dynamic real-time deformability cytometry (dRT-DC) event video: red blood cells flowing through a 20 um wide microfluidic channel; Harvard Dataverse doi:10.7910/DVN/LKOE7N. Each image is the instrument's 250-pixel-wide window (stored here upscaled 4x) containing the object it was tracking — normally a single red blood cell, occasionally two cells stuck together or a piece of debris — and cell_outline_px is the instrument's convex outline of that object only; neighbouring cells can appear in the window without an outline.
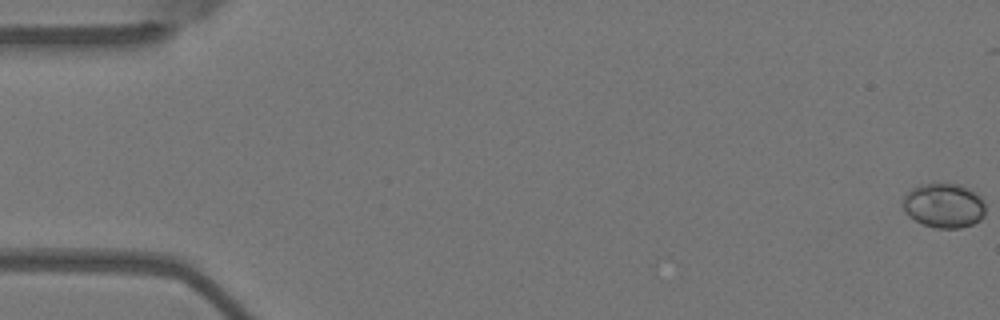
{"species": "Egyptian fruit bat (a non-hibernating species)", "species_latin": "Rousettus aegyptiacus", "temperature_condition": "warm", "stored_images_in_passage": 56, "camera_frame_rate_fps": 3000, "um_per_image_px": 0.085, "animal": {"sex": "female"}, "frame": {"image": 1, "passage_image": 1, "time_ms": 0.0, "image_size_px": [1000, 320], "cell_outline_px": [[984, 216], [980, 220], [972, 224], [960, 228], [936, 228], [924, 224], [908, 216], [904, 212], [904, 196], [912, 188], [920, 184], [940, 180], [960, 184], [968, 188], [980, 196], [984, 200]], "centroid_in_image_um": [80.23, 17.42], "position_along_channel_um": 4.8, "area_um2": 21.91}}
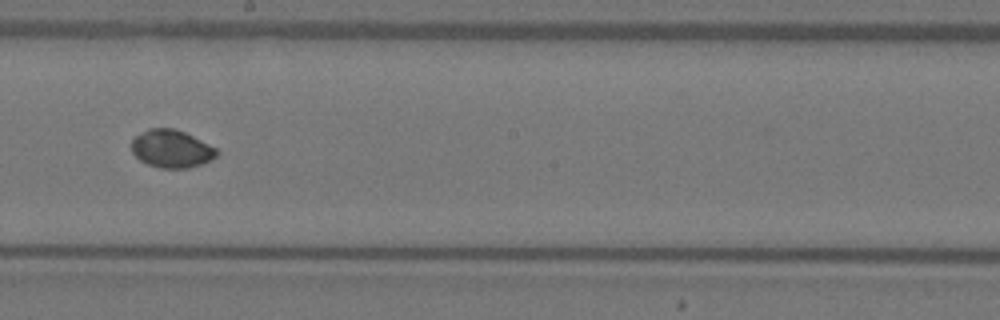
{"frame": {"image": 2, "passage_image": 32, "time_ms": 10.333, "image_size_px": [1000, 320], "cell_outline_px": [[220, 152], [216, 156], [200, 164], [188, 168], [160, 168], [148, 164], [140, 160], [132, 152], [132, 140], [136, 136], [148, 128], [172, 128], [184, 132], [216, 148]], "centroid_in_image_um": [14.56, 12.64], "position_along_channel_um": 233.6, "area_um2": 18.5}}
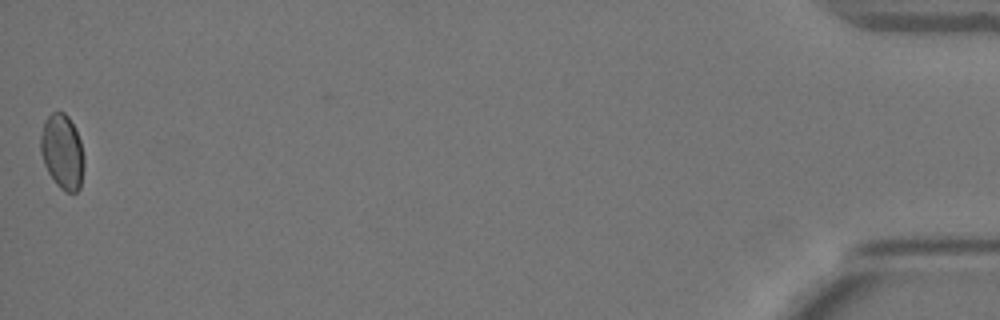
{"frame": {"image": 3, "passage_image": 56, "time_ms": 18.333, "image_size_px": [1000, 320], "cell_outline_px": [[84, 164], [80, 188], [76, 192], [64, 192], [56, 184], [48, 172], [44, 164], [40, 152], [40, 136], [44, 120], [52, 112], [64, 112], [68, 116], [80, 140], [84, 156]], "centroid_in_image_um": [5.28, 12.91], "position_along_channel_um": 429.9, "area_um2": 19.02}, "authors_computed_cell_mechanics": {"area_um2": 19.0162, "velocity_mm_per_s": 3.6731, "shape_relaxation_time_tau1_ms": 8.8554, "shape_relaxation_time_tau2_ms": null, "deformation_change_tau1": 0.1268, "deformation_change_tau2": null}}